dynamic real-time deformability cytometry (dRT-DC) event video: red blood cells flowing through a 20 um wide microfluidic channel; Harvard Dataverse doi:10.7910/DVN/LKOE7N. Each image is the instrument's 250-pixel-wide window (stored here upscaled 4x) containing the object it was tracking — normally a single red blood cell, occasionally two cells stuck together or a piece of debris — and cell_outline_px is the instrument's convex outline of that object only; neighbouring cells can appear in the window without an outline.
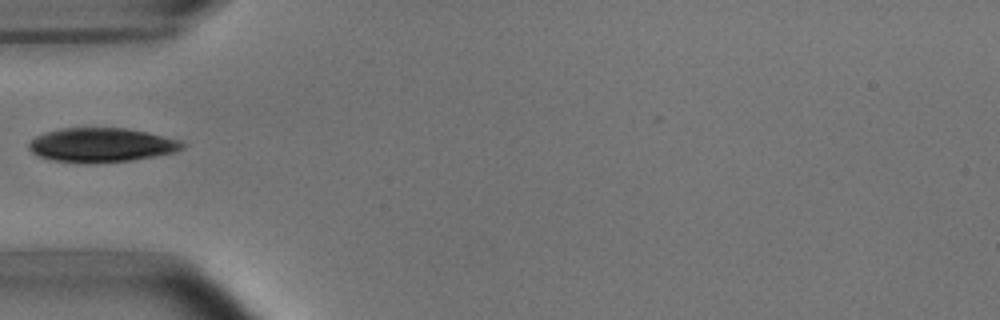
{"species": "common noctule bat (a hibernating species)", "species_latin": "Nyctalus noctula", "temperature_condition": "room temperature", "stored_images_in_passage": 4, "camera_frame_rate_fps": 3000, "um_per_image_px": 0.085, "animal": {"sex": "male", "body_mass_g": 15.6}, "frame": {"image": 1, "passage_image": 4, "time_ms": 4.333, "image_size_px": [1000, 320], "cell_outline_px": [[188, 144], [184, 148], [176, 152], [156, 156], [132, 160], [92, 164], [84, 164], [52, 160], [40, 156], [32, 152], [28, 148], [28, 144], [36, 136], [44, 132], [60, 128], [124, 128], [148, 132], [180, 140]], "centroid_in_image_um": [8.65, 12.33], "position_along_channel_um": 76.3, "area_um2": 30.98}}